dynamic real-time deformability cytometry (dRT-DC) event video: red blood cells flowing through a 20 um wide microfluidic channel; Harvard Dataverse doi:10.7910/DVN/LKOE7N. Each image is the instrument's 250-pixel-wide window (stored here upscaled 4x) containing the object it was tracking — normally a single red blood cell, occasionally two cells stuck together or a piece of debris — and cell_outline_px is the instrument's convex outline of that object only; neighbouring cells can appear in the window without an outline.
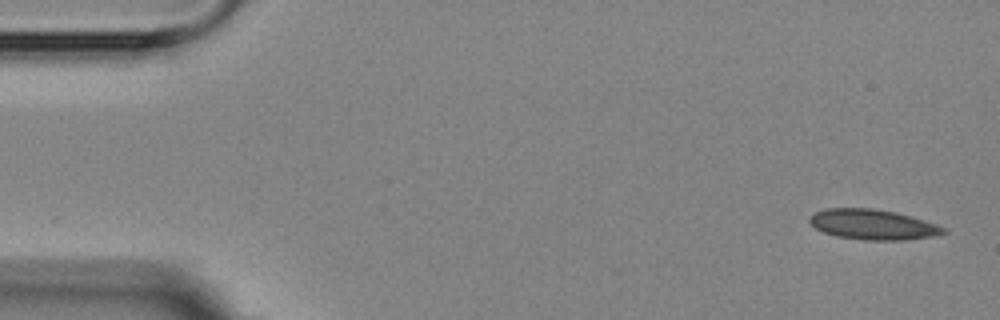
{"species": "Egyptian fruit bat (a non-hibernating species)", "species_latin": "Rousettus aegyptiacus", "temperature_condition": "room temperature", "stored_images_in_passage": 6, "camera_frame_rate_fps": 3000, "um_per_image_px": 0.085, "animal": {"sex": "female"}, "frame": {"image": 1, "passage_image": 1, "time_ms": 0.0, "image_size_px": [1000, 320], "cell_outline_px": [[948, 232], [932, 236], [904, 240], [864, 240], [836, 236], [824, 232], [816, 228], [808, 220], [816, 212], [824, 208], [872, 208], [896, 212], [912, 216], [936, 224], [944, 228]], "centroid_in_image_um": [74.2, 19.08], "position_along_channel_um": 10.8, "area_um2": 23.47}}
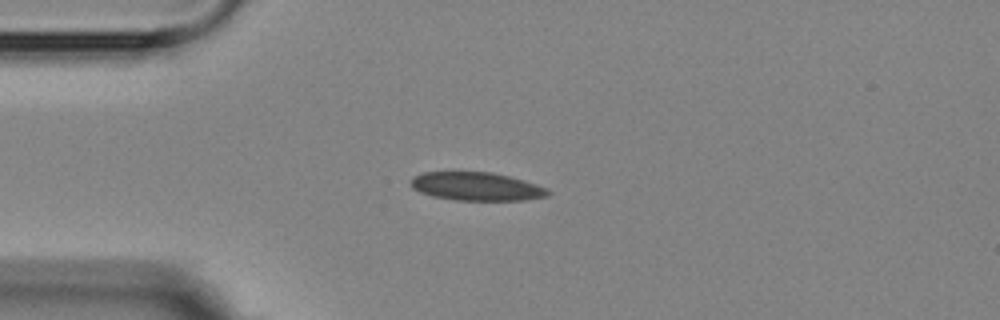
{"frame": {"image": 2, "passage_image": 4, "time_ms": 3.667, "image_size_px": [1000, 320], "cell_outline_px": [[552, 192], [548, 196], [524, 200], [456, 200], [432, 196], [420, 192], [412, 188], [408, 180], [412, 176], [424, 172], [492, 172], [524, 180], [548, 188]], "centroid_in_image_um": [40.49, 15.84], "position_along_channel_um": 44.5, "area_um2": 22.83}}
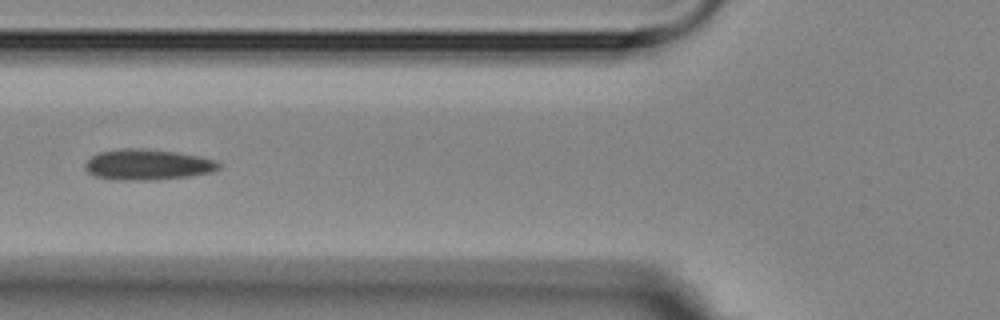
{"frame": {"image": 3, "passage_image": 6, "time_ms": 6.0, "image_size_px": [1000, 320], "cell_outline_px": [[220, 168], [212, 172], [188, 176], [156, 180], [116, 180], [92, 176], [84, 168], [84, 164], [92, 156], [100, 152], [124, 148], [144, 148], [176, 152], [200, 156], [216, 160], [220, 164]], "centroid_in_image_um": [12.53, 14.0], "position_along_channel_um": 113.3, "area_um2": 24.1}}